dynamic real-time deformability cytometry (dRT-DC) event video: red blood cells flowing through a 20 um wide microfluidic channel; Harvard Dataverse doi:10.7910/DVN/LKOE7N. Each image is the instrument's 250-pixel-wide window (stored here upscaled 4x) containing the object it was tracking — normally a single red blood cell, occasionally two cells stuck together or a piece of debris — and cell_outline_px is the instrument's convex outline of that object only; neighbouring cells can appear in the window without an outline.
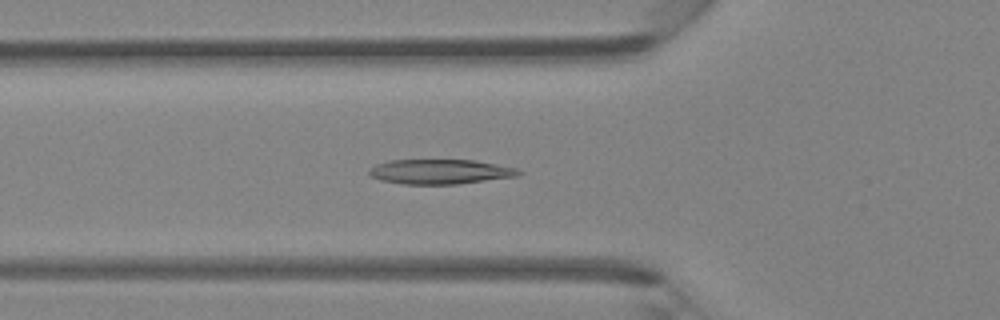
{"species": "Egyptian fruit bat (a non-hibernating species)", "species_latin": "Rousettus aegyptiacus", "temperature_condition": "room temperature", "stored_images_in_passage": 45, "camera_frame_rate_fps": 3000, "um_per_image_px": 0.085, "animal": {"sex": "female"}, "frame": {"image": 1, "passage_image": 16, "time_ms": 5.0, "image_size_px": [1000, 320], "cell_outline_px": [[524, 172], [516, 176], [456, 184], [404, 184], [380, 180], [368, 176], [368, 172], [376, 164], [388, 160], [476, 160], [516, 168]], "centroid_in_image_um": [37.38, 14.59], "position_along_channel_um": 88.4, "area_um2": 21.5}}
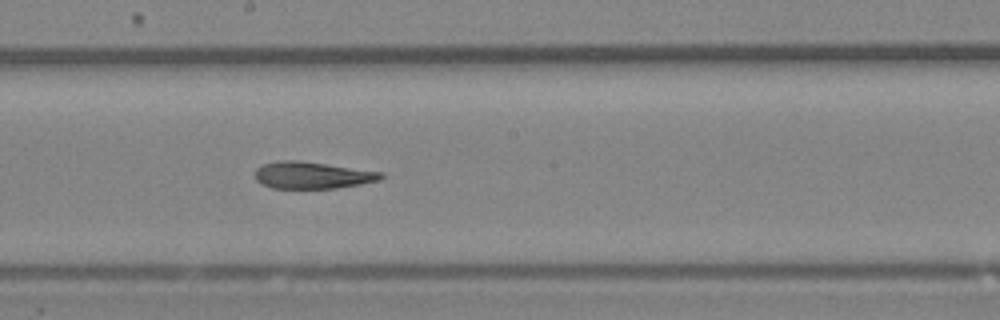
{"frame": {"image": 2, "passage_image": 25, "time_ms": 8.0, "image_size_px": [1000, 320], "cell_outline_px": [[384, 176], [380, 180], [360, 184], [336, 188], [272, 188], [260, 184], [256, 180], [256, 168], [260, 164], [276, 160], [300, 160], [384, 172]], "centroid_in_image_um": [26.52, 14.88], "position_along_channel_um": 221.7, "area_um2": 20.0}}
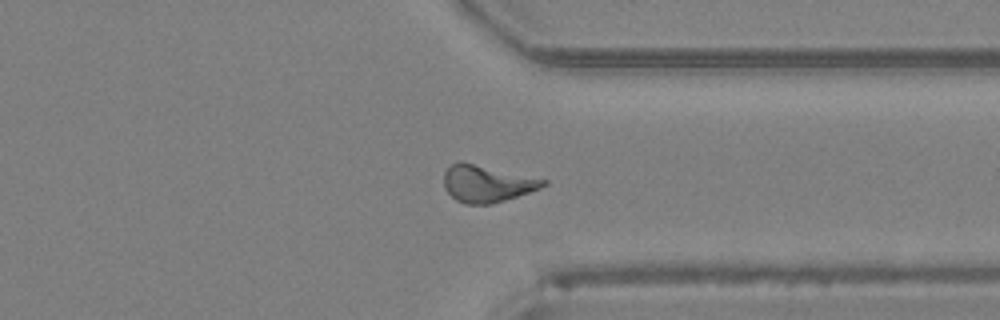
{"frame": {"image": 3, "passage_image": 35, "time_ms": 11.333, "image_size_px": [1000, 320], "cell_outline_px": [[548, 184], [540, 188], [492, 204], [464, 204], [456, 200], [444, 188], [444, 172], [452, 164], [460, 160], [548, 180]], "centroid_in_image_um": [41.37, 15.6], "position_along_channel_um": 370.0, "area_um2": 21.33}}